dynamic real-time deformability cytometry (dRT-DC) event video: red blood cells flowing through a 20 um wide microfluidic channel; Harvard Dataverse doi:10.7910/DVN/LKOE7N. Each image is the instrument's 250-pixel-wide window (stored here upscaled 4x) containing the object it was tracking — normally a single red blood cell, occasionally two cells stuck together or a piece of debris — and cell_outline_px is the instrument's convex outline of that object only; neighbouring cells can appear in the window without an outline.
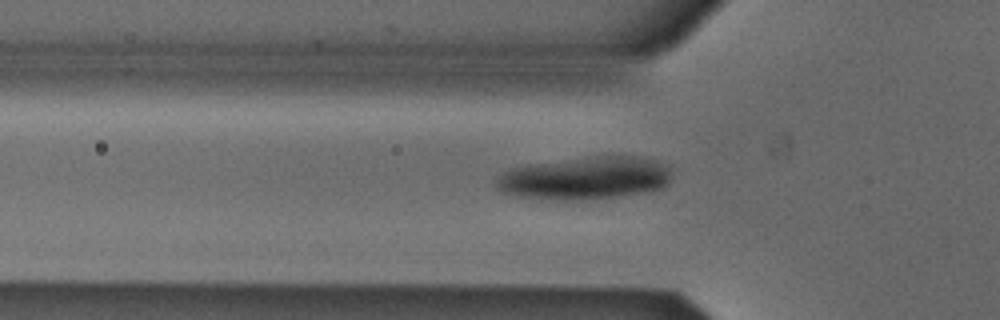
{"species": "Egyptian fruit bat (a non-hibernating species)", "species_latin": "Rousettus aegyptiacus", "temperature_condition": "cold", "stored_images_in_passage": 45, "camera_frame_rate_fps": 3000, "um_per_image_px": 0.085, "animal": {"sex": "male"}, "frame": {"image": 1, "passage_image": 17, "time_ms": 5.333, "image_size_px": [1000, 320], "cell_outline_px": [[672, 176], [668, 184], [660, 188], [616, 196], [588, 200], [556, 200], [520, 196], [500, 192], [496, 188], [496, 180], [504, 172], [512, 168], [528, 164], [596, 156], [636, 156], [656, 160], [668, 164], [672, 168]], "centroid_in_image_um": [49.76, 15.13], "position_along_channel_um": 76.0, "area_um2": 43.75}}
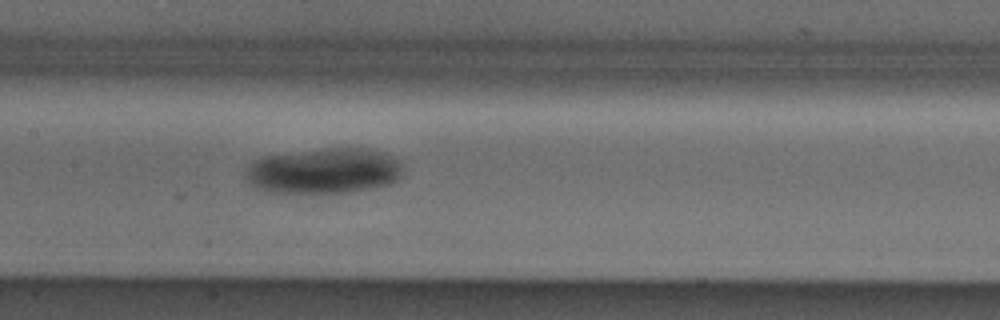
{"frame": {"image": 2, "passage_image": 25, "time_ms": 8.0, "image_size_px": [1000, 320], "cell_outline_px": [[404, 172], [392, 184], [348, 192], [264, 192], [256, 188], [244, 180], [244, 172], [248, 164], [252, 160], [264, 156], [324, 148], [360, 148], [380, 152], [392, 156], [400, 160], [404, 164]], "centroid_in_image_um": [27.51, 14.52], "position_along_channel_um": 179.9, "area_um2": 42.19}}
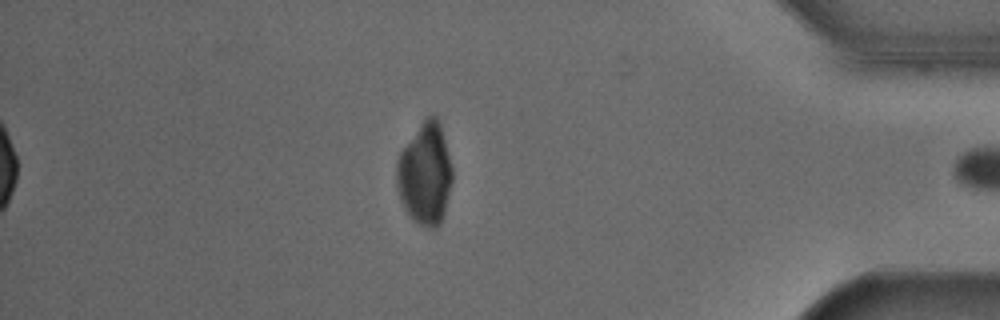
{"frame": {"image": 3, "passage_image": 45, "time_ms": 14.667, "image_size_px": [1000, 320], "cell_outline_px": [[452, 180], [444, 212], [440, 224], [432, 228], [428, 228], [416, 224], [408, 216], [400, 200], [396, 188], [396, 160], [400, 152], [424, 116], [432, 112], [436, 116], [440, 124], [452, 168]], "centroid_in_image_um": [36.1, 14.77], "position_along_channel_um": 399.1, "area_um2": 33.47}}